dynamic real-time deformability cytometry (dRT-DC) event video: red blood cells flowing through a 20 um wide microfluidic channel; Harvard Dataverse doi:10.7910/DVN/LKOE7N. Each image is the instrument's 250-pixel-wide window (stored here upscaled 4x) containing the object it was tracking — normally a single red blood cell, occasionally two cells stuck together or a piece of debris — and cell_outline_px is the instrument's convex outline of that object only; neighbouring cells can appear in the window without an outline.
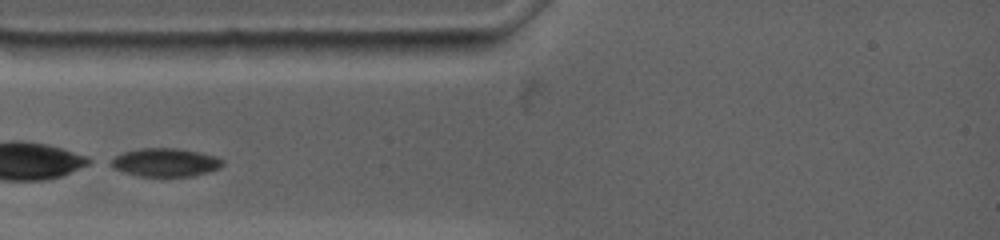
{"species": "common noctule bat (a hibernating species)", "species_latin": "Nyctalus noctula", "temperature_condition": "warm", "stored_images_in_passage": 31, "camera_frame_rate_fps": 4500, "um_per_image_px": 0.085, "animal": {"sex": "female", "body_mass_g": 19.0, "forearm_length_mm": 53.3}, "frame": {"image": 1, "passage_image": 1, "time_ms": 0.0, "image_size_px": [1000, 240], "cell_outline_px": [[224, 164], [220, 168], [208, 172], [192, 176], [140, 176], [124, 172], [112, 168], [104, 164], [108, 160], [124, 152], [140, 148], [176, 148], [200, 152], [216, 156], [224, 160]], "centroid_in_image_um": [14.01, 13.8], "position_along_channel_um": 71.0, "area_um2": 18.73}}